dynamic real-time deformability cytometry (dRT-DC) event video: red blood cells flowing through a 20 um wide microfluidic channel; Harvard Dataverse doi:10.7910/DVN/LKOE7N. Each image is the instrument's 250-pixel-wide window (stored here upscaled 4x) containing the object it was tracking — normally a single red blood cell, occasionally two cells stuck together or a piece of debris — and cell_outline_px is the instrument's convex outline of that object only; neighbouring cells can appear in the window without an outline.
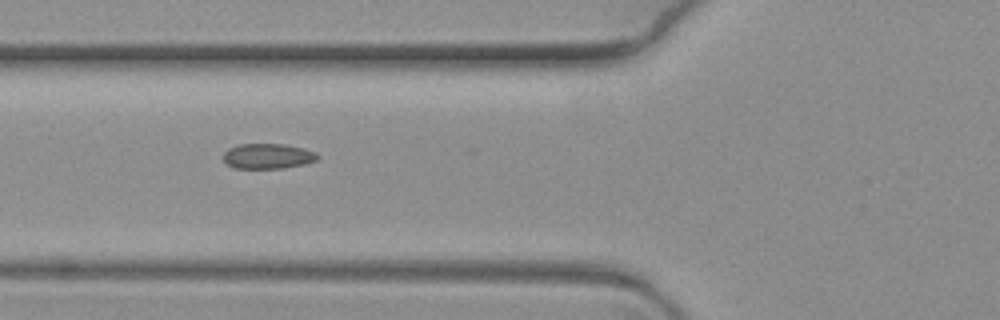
{"species": "common noctule bat (a hibernating species)", "species_latin": "Nyctalus noctula", "temperature_condition": "warm", "stored_images_in_passage": 3, "camera_frame_rate_fps": 3000, "um_per_image_px": 0.085, "animal": {"sex": "female", "body_mass_g": 19.3, "forearm_length_mm": 54.1}, "frame": {"image": 1, "passage_image": 2, "time_ms": 0.333, "image_size_px": [1000, 320], "cell_outline_px": [[320, 156], [316, 160], [304, 164], [284, 168], [236, 168], [228, 164], [224, 160], [224, 152], [228, 148], [240, 144], [284, 144], [304, 148], [316, 152]], "centroid_in_image_um": [22.79, 13.26], "position_along_channel_um": 103.0, "area_um2": 13.81}}
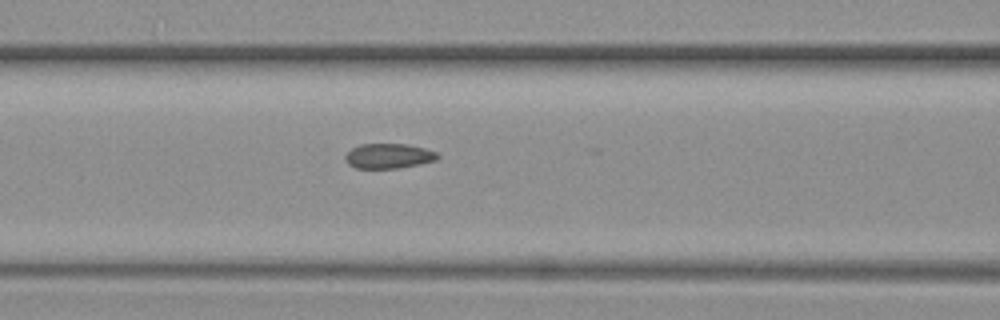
{"frame": {"image": 2, "passage_image": 3, "time_ms": 0.667, "image_size_px": [1000, 320], "cell_outline_px": [[440, 156], [436, 160], [420, 164], [396, 168], [356, 168], [348, 164], [344, 160], [344, 156], [352, 148], [360, 144], [408, 144], [424, 148], [436, 152]], "centroid_in_image_um": [33.02, 13.26], "position_along_channel_um": 133.6, "area_um2": 13.41}}